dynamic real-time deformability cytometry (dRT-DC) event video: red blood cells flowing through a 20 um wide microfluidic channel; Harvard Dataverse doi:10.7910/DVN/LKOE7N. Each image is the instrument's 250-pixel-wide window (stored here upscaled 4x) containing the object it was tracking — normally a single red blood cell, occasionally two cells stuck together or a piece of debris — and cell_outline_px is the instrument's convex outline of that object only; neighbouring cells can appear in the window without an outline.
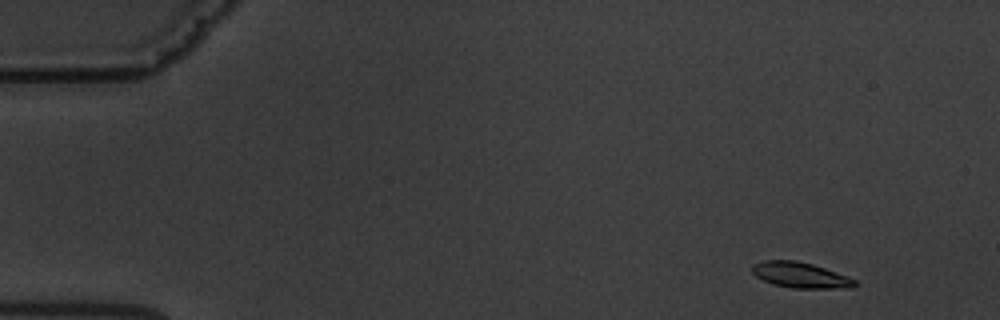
{"species": "common noctule bat (a hibernating species)", "species_latin": "Nyctalus noctula", "temperature_condition": "warm", "stored_images_in_passage": 14, "camera_frame_rate_fps": 3000, "um_per_image_px": 0.085, "animal": {"sex": "male", "body_mass_g": 19.5, "forearm_length_mm": 54.6}, "frame": {"image": 1, "passage_image": 1, "time_ms": 0.0, "image_size_px": [1000, 320], "cell_outline_px": [[856, 284], [852, 288], [792, 288], [772, 284], [756, 276], [752, 272], [752, 264], [764, 260], [796, 260], [812, 264], [848, 276], [856, 280]], "centroid_in_image_um": [68.03, 23.38], "position_along_channel_um": 17.0, "area_um2": 15.32}}
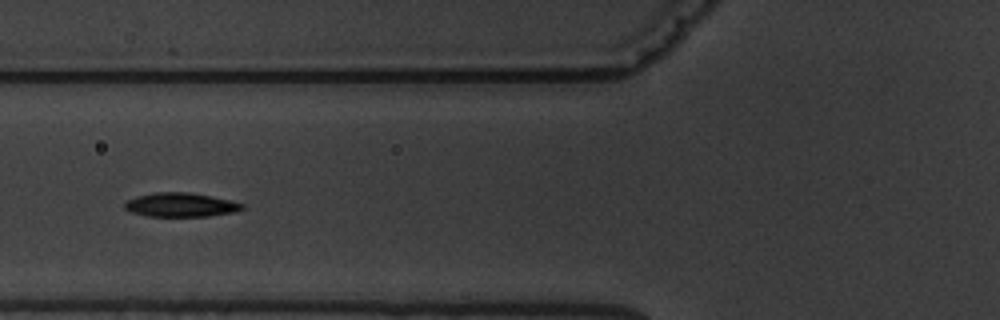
{"frame": {"image": 2, "passage_image": 5, "time_ms": 5.667, "image_size_px": [1000, 320], "cell_outline_px": [[244, 208], [236, 212], [208, 216], [148, 216], [132, 212], [124, 208], [124, 204], [128, 200], [136, 196], [152, 192], [188, 192], [232, 200], [244, 204]], "centroid_in_image_um": [15.38, 17.4], "position_along_channel_um": 110.4, "area_um2": 16.47}}
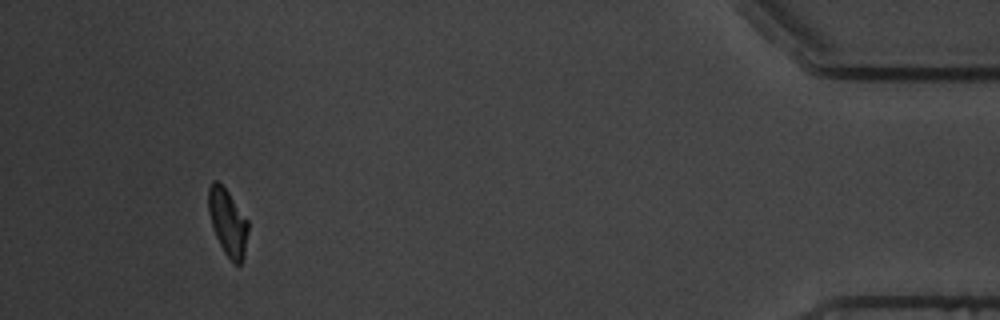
{"frame": {"image": 3, "passage_image": 13, "time_ms": 16.0, "image_size_px": [1000, 320], "cell_outline_px": [[248, 232], [244, 256], [240, 264], [232, 264], [224, 252], [216, 236], [208, 212], [208, 184], [212, 180], [216, 180], [228, 192], [248, 220]], "centroid_in_image_um": [19.35, 18.9], "position_along_channel_um": 415.8, "area_um2": 15.43}, "authors_computed_cell_mechanics": {"area_um2": 16.0973, "velocity_mm_per_s": 3.5843, "shape_relaxation_time_tau1_ms": 3.4573, "shape_relaxation_time_tau2_ms": 4.9248, "deformation_change_tau1": 0.1807, "deformation_change_tau2": 0.058}}